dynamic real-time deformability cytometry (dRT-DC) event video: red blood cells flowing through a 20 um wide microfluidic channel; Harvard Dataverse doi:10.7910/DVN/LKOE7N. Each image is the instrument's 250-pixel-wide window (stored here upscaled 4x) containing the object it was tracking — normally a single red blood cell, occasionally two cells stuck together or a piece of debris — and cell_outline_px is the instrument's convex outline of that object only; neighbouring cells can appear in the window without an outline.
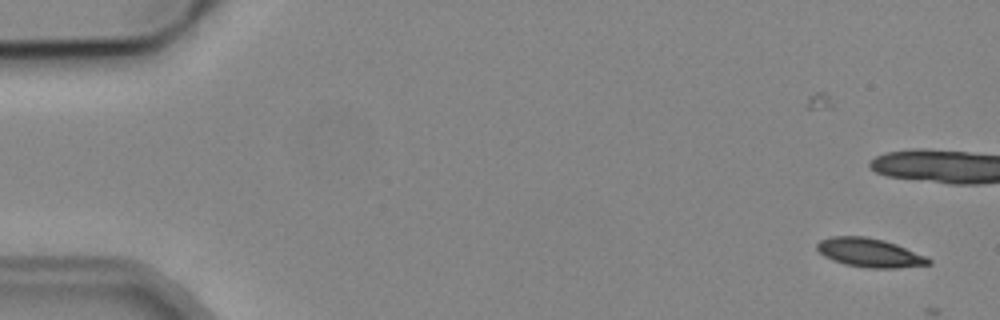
{"species": "common noctule bat (a hibernating species)", "species_latin": "Nyctalus noctula", "temperature_condition": "cold", "stored_images_in_passage": 7, "camera_frame_rate_fps": 3000, "um_per_image_px": 0.085, "animal": {"sex": "male", "body_mass_g": 19.2, "forearm_length_mm": 51.8}, "frame": {"image": 1, "passage_image": 3, "time_ms": 2.0, "image_size_px": [1000, 320], "cell_outline_px": [[932, 264], [896, 268], [868, 268], [844, 264], [832, 260], [824, 256], [816, 248], [816, 244], [820, 240], [832, 236], [864, 236], [884, 240], [896, 244], [924, 256], [932, 260]], "centroid_in_image_um": [73.89, 21.48], "position_along_channel_um": 11.1, "area_um2": 18.67}}